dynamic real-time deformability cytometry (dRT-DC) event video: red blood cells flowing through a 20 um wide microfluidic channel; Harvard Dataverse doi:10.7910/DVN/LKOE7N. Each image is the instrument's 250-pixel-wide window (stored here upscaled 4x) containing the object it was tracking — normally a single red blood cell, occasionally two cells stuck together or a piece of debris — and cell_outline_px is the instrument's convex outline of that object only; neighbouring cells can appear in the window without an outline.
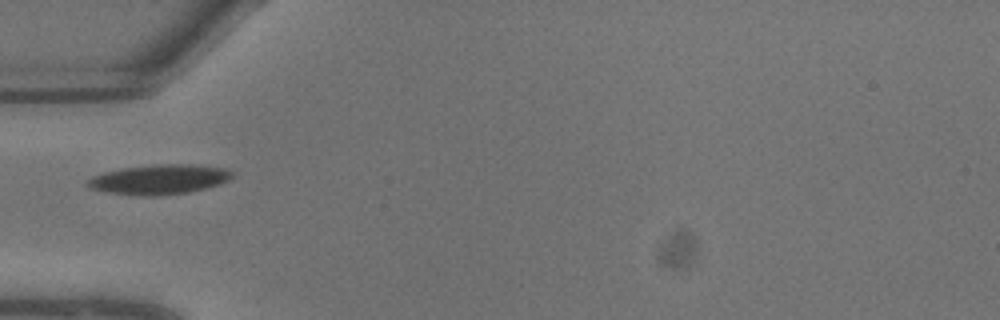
{"species": "common noctule bat (a hibernating species)", "species_latin": "Nyctalus noctula", "temperature_condition": "warm", "stored_images_in_passage": 3, "camera_frame_rate_fps": 3000, "um_per_image_px": 0.085, "animal": {"sex": "male", "body_mass_g": 13.3}, "frame": {"image": 1, "passage_image": 1, "time_ms": 0.0, "image_size_px": [1000, 320], "cell_outline_px": [[232, 176], [228, 180], [220, 184], [188, 192], [160, 196], [140, 196], [108, 192], [88, 188], [84, 184], [92, 176], [104, 172], [124, 168], [160, 164], [188, 164], [224, 168], [232, 172]], "centroid_in_image_um": [13.49, 15.26], "position_along_channel_um": 71.5, "area_um2": 24.97}}
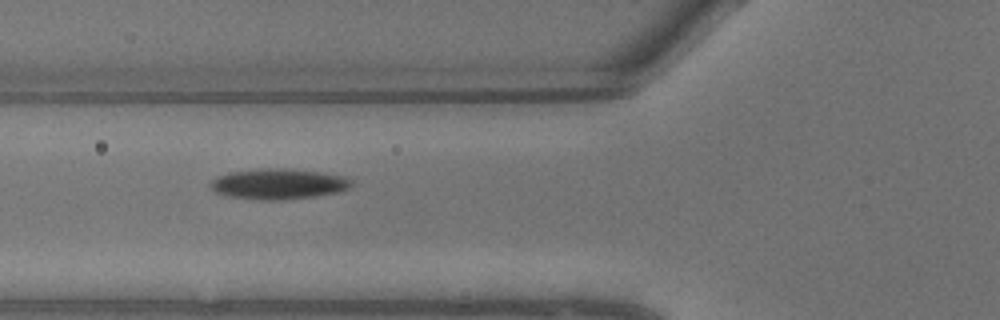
{"frame": {"image": 2, "passage_image": 2, "time_ms": 0.333, "image_size_px": [1000, 320], "cell_outline_px": [[352, 184], [348, 188], [336, 192], [316, 196], [284, 200], [252, 200], [224, 196], [216, 192], [212, 188], [212, 180], [228, 172], [260, 168], [280, 168], [320, 172], [348, 176], [352, 180]], "centroid_in_image_um": [23.67, 15.64], "position_along_channel_um": 102.1, "area_um2": 25.26}}
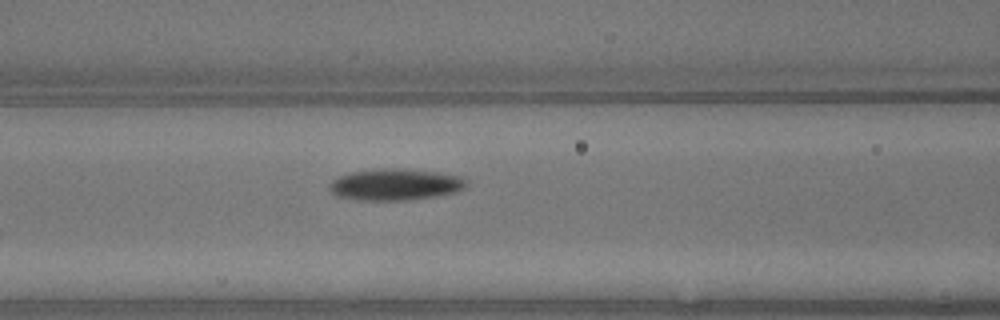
{"frame": {"image": 3, "passage_image": 3, "time_ms": 0.667, "image_size_px": [1000, 320], "cell_outline_px": [[468, 188], [456, 192], [436, 196], [412, 200], [360, 200], [336, 196], [328, 188], [328, 184], [332, 180], [340, 176], [352, 172], [384, 168], [404, 168], [436, 172], [460, 176], [468, 180]], "centroid_in_image_um": [33.64, 15.69], "position_along_channel_um": 133.0, "area_um2": 25.43}}